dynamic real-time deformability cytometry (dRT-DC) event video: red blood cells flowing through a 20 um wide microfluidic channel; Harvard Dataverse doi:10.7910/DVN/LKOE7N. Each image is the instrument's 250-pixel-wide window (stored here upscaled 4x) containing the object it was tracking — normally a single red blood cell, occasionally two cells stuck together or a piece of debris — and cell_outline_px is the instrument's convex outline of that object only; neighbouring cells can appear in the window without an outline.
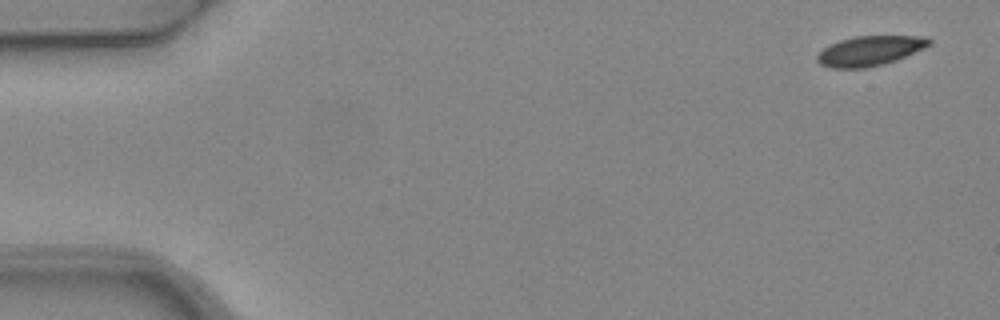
{"species": "common noctule bat (a hibernating species)", "species_latin": "Nyctalus noctula", "temperature_condition": "warm", "stored_images_in_passage": 5, "camera_frame_rate_fps": 3000, "um_per_image_px": 0.085, "animal": {"sex": "female", "body_mass_g": 24.6, "forearm_length_mm": 56.2}, "frame": {"image": 1, "passage_image": 1, "time_ms": 0.0, "image_size_px": [1000, 320], "cell_outline_px": [[932, 44], [924, 48], [896, 60], [884, 64], [864, 68], [832, 68], [820, 64], [816, 60], [816, 56], [828, 44], [852, 36], [928, 36], [932, 40]], "centroid_in_image_um": [73.94, 4.31], "position_along_channel_um": 11.1, "area_um2": 19.59}}